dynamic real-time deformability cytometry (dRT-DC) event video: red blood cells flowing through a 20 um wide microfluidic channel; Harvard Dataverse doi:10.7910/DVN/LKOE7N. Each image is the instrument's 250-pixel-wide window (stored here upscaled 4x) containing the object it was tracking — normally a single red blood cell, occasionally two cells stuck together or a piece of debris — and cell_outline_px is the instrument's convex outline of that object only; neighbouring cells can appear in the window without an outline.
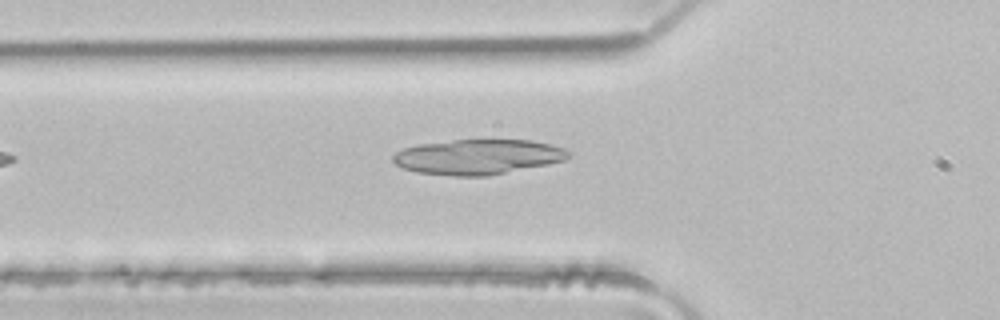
{"species": "common noctule bat (a hibernating species)", "species_latin": "Nyctalus noctula", "temperature_condition": "room temperature", "stored_images_in_passage": 21, "segment_of_instrument_passage": [1, 2], "camera_frame_rate_fps": 3000, "um_per_image_px": 0.085, "animal": {"sex": "male", "body_mass_g": 21.5, "forearm_length_mm": 52.0}, "frame": {"image": 1, "passage_image": 2, "time_ms": 0.333, "image_size_px": [1000, 320], "cell_outline_px": [[568, 156], [564, 160], [548, 164], [488, 176], [452, 176], [416, 172], [404, 168], [396, 164], [392, 160], [392, 156], [396, 152], [404, 148], [420, 144], [452, 140], [528, 140], [548, 144], [564, 148], [568, 152]], "centroid_in_image_um": [40.58, 13.34], "position_along_channel_um": 85.2, "area_um2": 35.6}}
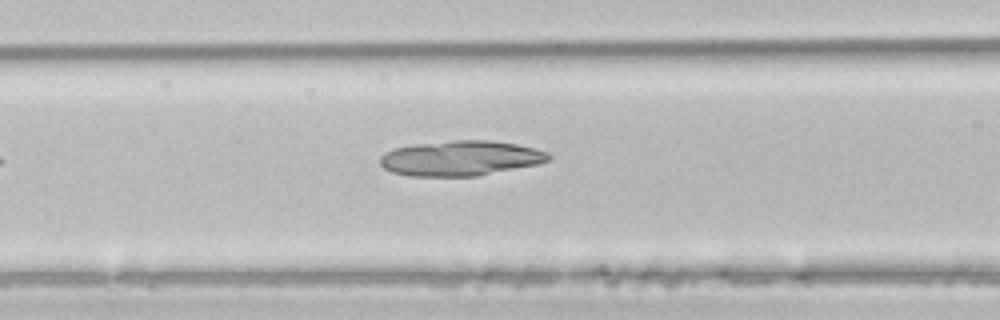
{"frame": {"image": 2, "passage_image": 5, "time_ms": 1.333, "image_size_px": [1000, 320], "cell_outline_px": [[552, 156], [548, 160], [540, 164], [476, 176], [408, 176], [392, 172], [384, 168], [380, 164], [380, 156], [384, 152], [392, 148], [416, 144], [452, 140], [492, 140], [516, 144], [548, 152]], "centroid_in_image_um": [39.13, 13.45], "position_along_channel_um": 127.5, "area_um2": 34.62}}